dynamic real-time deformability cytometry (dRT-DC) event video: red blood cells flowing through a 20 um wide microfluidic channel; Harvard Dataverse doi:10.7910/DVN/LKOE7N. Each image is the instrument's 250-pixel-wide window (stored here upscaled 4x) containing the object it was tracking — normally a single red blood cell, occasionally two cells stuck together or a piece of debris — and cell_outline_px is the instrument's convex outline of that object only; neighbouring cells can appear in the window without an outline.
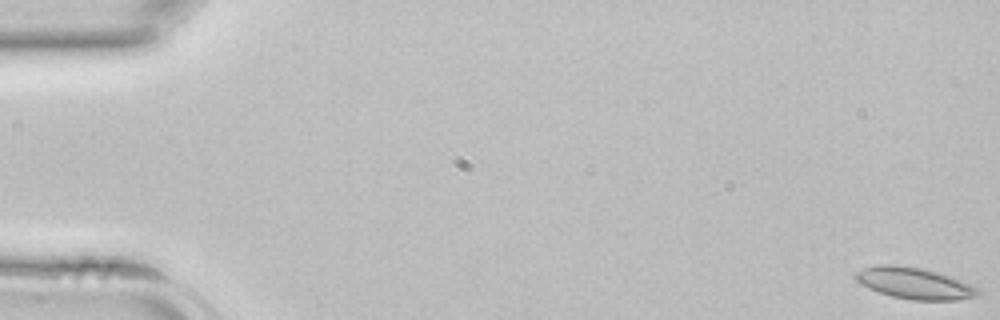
{"species": "common noctule bat (a hibernating species)", "species_latin": "Nyctalus noctula", "temperature_condition": "room temperature", "stored_images_in_passage": 43, "camera_frame_rate_fps": 3000, "um_per_image_px": 0.085, "animal": {"sex": "female", "body_mass_g": 22.7, "forearm_length_mm": 54.2}, "frame": {"image": 1, "passage_image": 1, "time_ms": 0.0, "image_size_px": [1000, 320], "cell_outline_px": [[980, 296], [956, 300], [912, 300], [892, 296], [868, 288], [860, 284], [856, 280], [856, 272], [864, 268], [880, 264], [900, 264], [924, 268], [940, 272], [952, 276], [972, 284], [980, 288]], "centroid_in_image_um": [77.8, 24.06], "position_along_channel_um": 7.2, "area_um2": 22.83}}
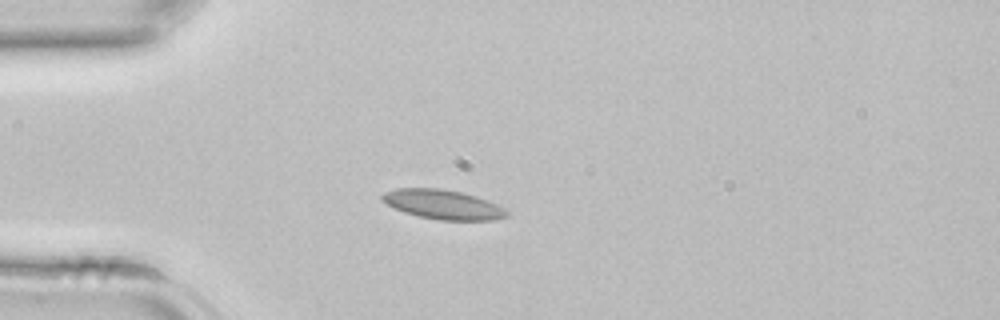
{"frame": {"image": 2, "passage_image": 12, "time_ms": 3.667, "image_size_px": [1000, 320], "cell_outline_px": [[508, 216], [492, 220], [440, 220], [420, 216], [404, 212], [380, 200], [380, 196], [384, 192], [396, 188], [440, 188], [464, 192], [476, 196], [496, 204], [508, 212]], "centroid_in_image_um": [37.62, 17.37], "position_along_channel_um": 47.4, "area_um2": 21.27}}
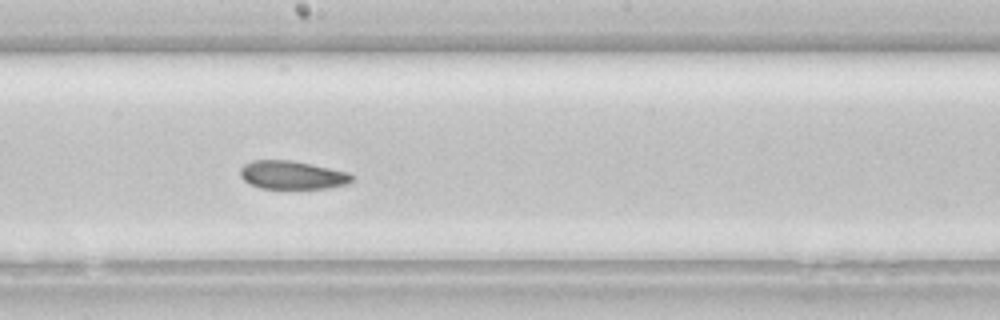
{"frame": {"image": 3, "passage_image": 24, "time_ms": 7.667, "image_size_px": [1000, 320], "cell_outline_px": [[352, 180], [348, 184], [328, 188], [260, 188], [244, 180], [240, 176], [240, 168], [244, 164], [252, 160], [292, 160], [312, 164], [348, 172], [352, 176]], "centroid_in_image_um": [24.83, 14.87], "position_along_channel_um": 223.4, "area_um2": 18.38}}